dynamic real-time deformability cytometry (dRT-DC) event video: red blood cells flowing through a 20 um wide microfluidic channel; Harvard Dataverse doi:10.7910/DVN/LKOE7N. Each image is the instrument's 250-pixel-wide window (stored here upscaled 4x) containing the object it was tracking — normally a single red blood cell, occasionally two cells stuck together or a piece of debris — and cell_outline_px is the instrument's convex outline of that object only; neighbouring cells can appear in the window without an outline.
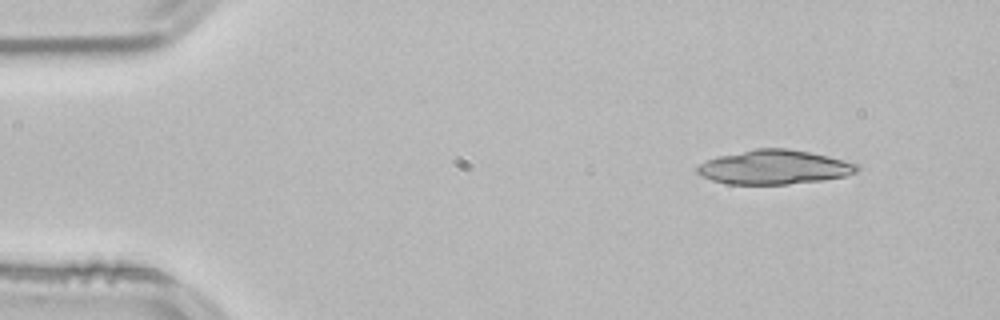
{"species": "common noctule bat (a hibernating species)", "species_latin": "Nyctalus noctula", "temperature_condition": "room temperature", "stored_images_in_passage": 10, "camera_frame_rate_fps": 3000, "um_per_image_px": 0.085, "animal": {"sex": "male", "body_mass_g": 21.5, "forearm_length_mm": 52.0}, "frame": {"image": 1, "passage_image": 1, "time_ms": 0.0, "image_size_px": [1000, 320], "cell_outline_px": [[860, 168], [856, 172], [844, 176], [820, 180], [788, 184], [728, 184], [712, 180], [700, 176], [696, 172], [696, 168], [700, 164], [708, 160], [720, 156], [756, 148], [788, 148], [828, 156], [860, 164]], "centroid_in_image_um": [65.82, 14.21], "position_along_channel_um": 19.2, "area_um2": 31.67}}